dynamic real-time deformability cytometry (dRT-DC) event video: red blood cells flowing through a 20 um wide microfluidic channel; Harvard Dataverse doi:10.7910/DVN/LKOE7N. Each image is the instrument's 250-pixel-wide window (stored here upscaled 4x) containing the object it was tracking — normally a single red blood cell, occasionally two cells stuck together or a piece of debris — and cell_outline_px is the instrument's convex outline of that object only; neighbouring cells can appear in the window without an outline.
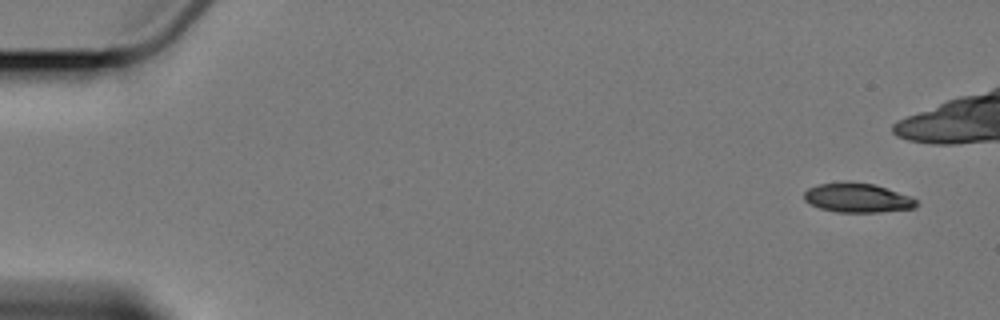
{"species": "Egyptian fruit bat (a non-hibernating species)", "species_latin": "Rousettus aegyptiacus", "temperature_condition": "cold", "stored_images_in_passage": 6, "camera_frame_rate_fps": 3000, "um_per_image_px": 0.085, "animal": {"sex": "female"}, "frame": {"image": 1, "passage_image": 1, "time_ms": 0.0, "image_size_px": [1000, 320], "cell_outline_px": [[916, 208], [880, 212], [836, 212], [820, 208], [804, 200], [804, 192], [808, 188], [816, 184], [844, 180], [848, 180], [872, 184], [908, 196], [916, 200]], "centroid_in_image_um": [72.81, 16.8], "position_along_channel_um": 12.2, "area_um2": 19.19}}